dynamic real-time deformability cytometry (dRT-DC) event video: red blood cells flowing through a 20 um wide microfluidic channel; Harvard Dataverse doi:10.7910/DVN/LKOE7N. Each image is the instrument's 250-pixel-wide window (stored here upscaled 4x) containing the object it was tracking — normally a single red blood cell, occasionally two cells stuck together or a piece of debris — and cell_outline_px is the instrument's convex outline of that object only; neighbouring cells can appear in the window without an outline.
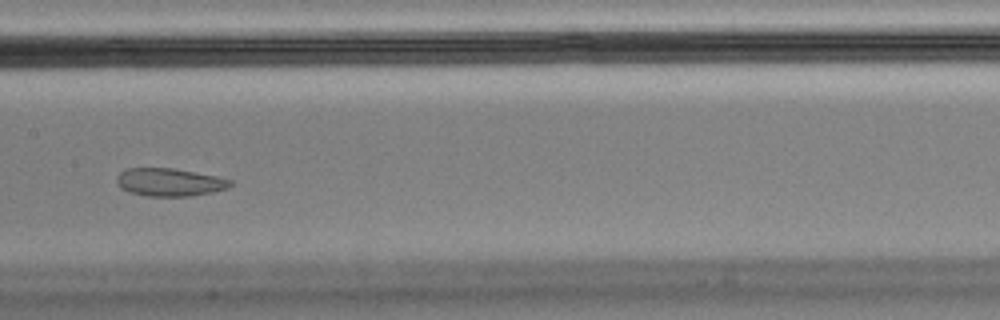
{"species": "Egyptian fruit bat (a non-hibernating species)", "species_latin": "Rousettus aegyptiacus", "temperature_condition": "cold", "stored_images_in_passage": 51, "camera_frame_rate_fps": 3000, "um_per_image_px": 0.085, "animal": {"sex": "male"}, "frame": {"image": 1, "passage_image": 22, "time_ms": 7.0, "image_size_px": [1000, 320], "cell_outline_px": [[232, 184], [228, 188], [212, 192], [192, 196], [148, 196], [128, 192], [120, 188], [116, 180], [116, 176], [120, 172], [128, 168], [172, 168], [216, 176], [232, 180]], "centroid_in_image_um": [14.39, 15.49], "position_along_channel_um": 193.0, "area_um2": 18.5}}